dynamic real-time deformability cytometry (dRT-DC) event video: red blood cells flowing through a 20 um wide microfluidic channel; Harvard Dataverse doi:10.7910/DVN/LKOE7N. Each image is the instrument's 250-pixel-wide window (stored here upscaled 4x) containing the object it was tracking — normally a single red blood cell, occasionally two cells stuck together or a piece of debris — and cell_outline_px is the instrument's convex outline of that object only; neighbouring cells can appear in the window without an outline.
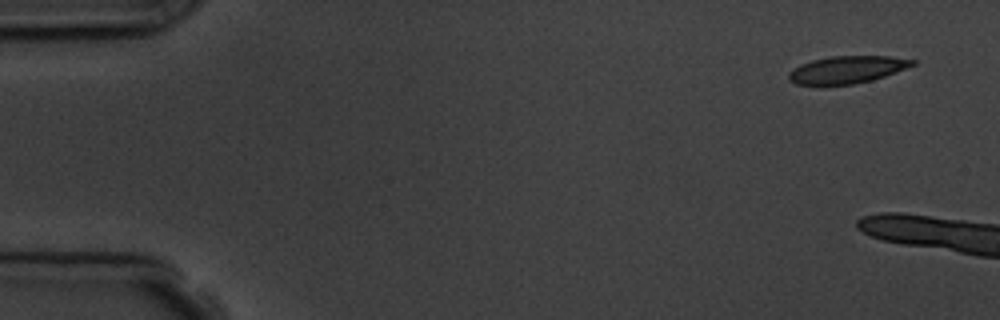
{"species": "common noctule bat (a hibernating species)", "species_latin": "Nyctalus noctula", "temperature_condition": "room temperature", "stored_images_in_passage": 2, "camera_frame_rate_fps": 3000, "um_per_image_px": 0.085, "animal": {"sex": "male", "body_mass_g": 19.5, "forearm_length_mm": 54.6}, "frame": {"image": 1, "passage_image": 1, "time_ms": 0.0, "image_size_px": [1000, 320], "cell_outline_px": [[916, 64], [884, 76], [872, 80], [852, 84], [820, 88], [796, 84], [788, 80], [788, 72], [792, 68], [800, 64], [812, 60], [832, 56], [888, 56], [916, 60]], "centroid_in_image_um": [71.89, 5.96], "position_along_channel_um": 13.1, "area_um2": 20.35}}